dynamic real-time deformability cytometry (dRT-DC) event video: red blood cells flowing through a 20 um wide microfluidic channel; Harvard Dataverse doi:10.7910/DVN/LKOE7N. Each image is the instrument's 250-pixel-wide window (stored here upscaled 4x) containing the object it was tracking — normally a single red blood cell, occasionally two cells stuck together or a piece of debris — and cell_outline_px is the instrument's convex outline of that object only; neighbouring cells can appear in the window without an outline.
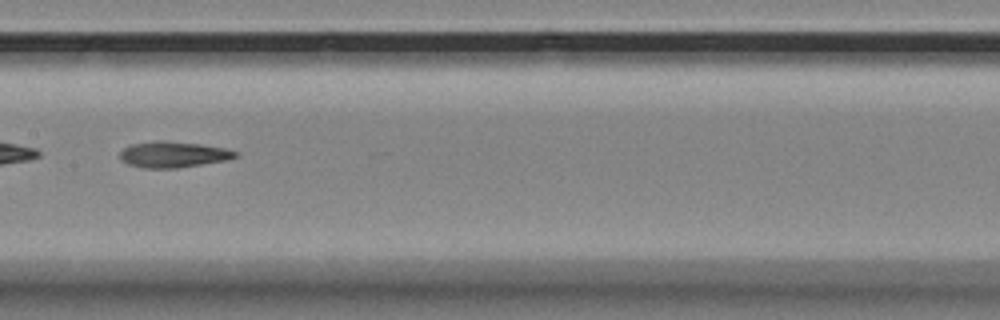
{"species": "Egyptian fruit bat (a non-hibernating species)", "species_latin": "Rousettus aegyptiacus", "temperature_condition": "room temperature", "stored_images_in_passage": 40, "camera_frame_rate_fps": 3000, "um_per_image_px": 0.085, "animal": {"sex": "female"}, "frame": {"image": 1, "passage_image": 12, "time_ms": 3.667, "image_size_px": [1000, 320], "cell_outline_px": [[240, 156], [228, 160], [176, 168], [144, 168], [128, 164], [120, 160], [120, 152], [124, 148], [132, 144], [156, 140], [164, 140], [200, 144], [224, 148], [236, 152]], "centroid_in_image_um": [14.72, 13.13], "position_along_channel_um": 192.7, "area_um2": 17.51}}
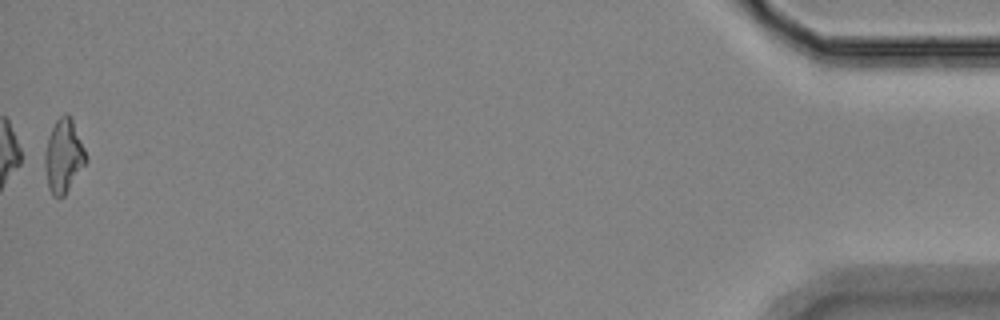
{"frame": {"image": 2, "passage_image": 40, "time_ms": 13.0, "image_size_px": [1000, 320], "cell_outline_px": [[88, 160], [64, 196], [52, 196], [48, 188], [44, 168], [44, 152], [48, 136], [56, 120], [64, 112], [68, 112], [72, 120], [88, 156]], "centroid_in_image_um": [5.39, 13.25], "position_along_channel_um": 429.8, "area_um2": 17.74}, "authors_computed_cell_mechanics": {"area_um2": 17.1666, "velocity_mm_per_s": 3.5128, "shape_relaxation_time_tau1_ms": null, "shape_relaxation_time_tau2_ms": 8.0003, "deformation_change_tau1": null, "deformation_change_tau2": 0.1964}}